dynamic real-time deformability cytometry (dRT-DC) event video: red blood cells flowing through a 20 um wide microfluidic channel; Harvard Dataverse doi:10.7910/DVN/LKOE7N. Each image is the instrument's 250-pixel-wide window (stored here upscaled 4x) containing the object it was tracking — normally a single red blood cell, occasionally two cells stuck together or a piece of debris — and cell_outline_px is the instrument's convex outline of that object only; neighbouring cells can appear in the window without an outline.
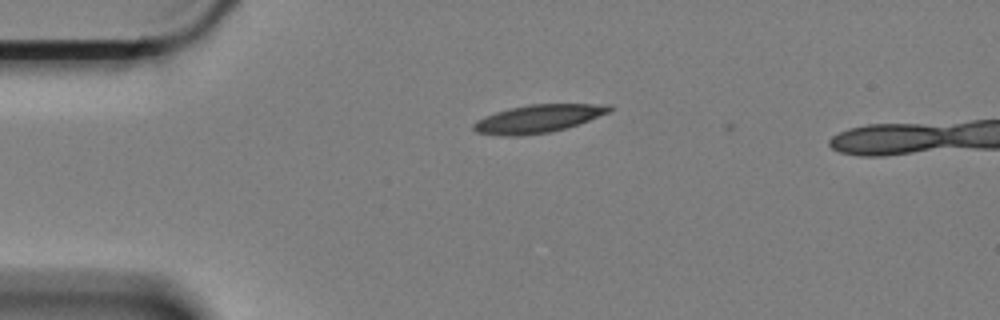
{"species": "Egyptian fruit bat (a non-hibernating species)", "species_latin": "Rousettus aegyptiacus", "temperature_condition": "cold", "stored_images_in_passage": 2, "camera_frame_rate_fps": 3000, "um_per_image_px": 0.085, "animal": {"sex": "female"}, "frame": {"image": 1, "passage_image": 1, "time_ms": 0.0, "image_size_px": [1000, 320], "cell_outline_px": [[616, 108], [612, 112], [564, 128], [548, 132], [520, 136], [500, 136], [476, 132], [472, 128], [472, 124], [476, 120], [484, 116], [508, 108], [528, 104], [612, 104]], "centroid_in_image_um": [45.74, 10.07], "position_along_channel_um": 39.3, "area_um2": 22.31}}